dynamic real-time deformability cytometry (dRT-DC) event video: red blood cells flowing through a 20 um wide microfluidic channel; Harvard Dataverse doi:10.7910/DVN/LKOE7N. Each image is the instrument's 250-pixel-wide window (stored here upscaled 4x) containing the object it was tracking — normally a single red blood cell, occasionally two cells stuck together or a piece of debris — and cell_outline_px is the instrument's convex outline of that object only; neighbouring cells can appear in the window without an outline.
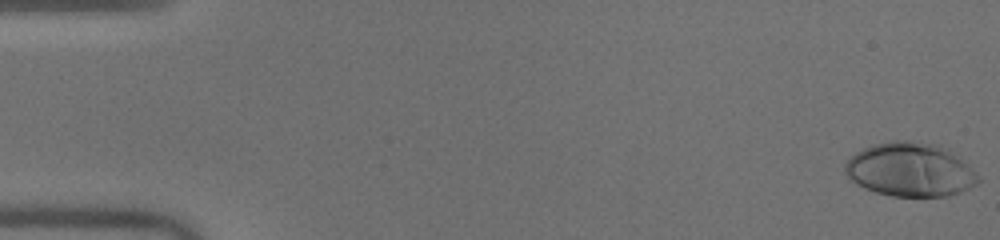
{"species": "human", "species_latin": "Homo sapiens", "temperature_condition": "warm", "stored_images_in_passage": 51, "camera_frame_rate_fps": 3000, "um_per_image_px": 0.085, "donor": {"sex": "male"}, "frame": {"image": 1, "passage_image": 1, "time_ms": 0.0, "image_size_px": [1000, 240], "cell_outline_px": [[980, 180], [976, 184], [960, 192], [948, 196], [892, 196], [876, 192], [864, 188], [856, 184], [844, 172], [844, 164], [856, 152], [872, 144], [892, 140], [908, 140], [948, 148], [976, 172], [980, 176]], "centroid_in_image_um": [77.35, 14.42], "position_along_channel_um": 7.6, "area_um2": 41.67}}
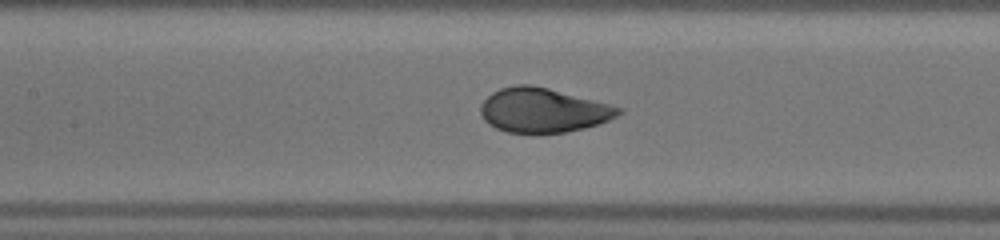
{"frame": {"image": 2, "passage_image": 24, "time_ms": 7.667, "image_size_px": [1000, 240], "cell_outline_px": [[624, 112], [608, 120], [584, 128], [564, 132], [508, 132], [496, 128], [488, 124], [484, 120], [480, 112], [480, 104], [492, 92], [500, 88], [516, 84], [528, 84], [548, 88], [624, 108]], "centroid_in_image_um": [46.14, 9.36], "position_along_channel_um": 161.3, "area_um2": 35.37}}
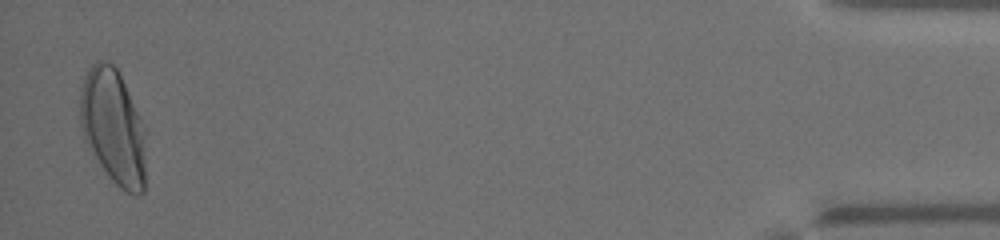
{"frame": {"image": 3, "passage_image": 50, "time_ms": 16.333, "image_size_px": [1000, 240], "cell_outline_px": [[144, 192], [140, 196], [136, 196], [120, 188], [108, 176], [84, 140], [80, 128], [80, 88], [84, 76], [88, 68], [96, 60], [104, 60], [112, 64], [116, 68], [124, 84], [144, 128]], "centroid_in_image_um": [9.58, 10.78], "position_along_channel_um": 425.6, "area_um2": 43.7}, "authors_computed_cell_mechanics": {"area_um2": 37.2232, "velocity_mm_per_s": 4.0505, "shape_relaxation_time_tau1_ms": 3.6948, "shape_relaxation_time_tau2_ms": null, "deformation_change_tau1": 0.2143, "deformation_change_tau2": null}}